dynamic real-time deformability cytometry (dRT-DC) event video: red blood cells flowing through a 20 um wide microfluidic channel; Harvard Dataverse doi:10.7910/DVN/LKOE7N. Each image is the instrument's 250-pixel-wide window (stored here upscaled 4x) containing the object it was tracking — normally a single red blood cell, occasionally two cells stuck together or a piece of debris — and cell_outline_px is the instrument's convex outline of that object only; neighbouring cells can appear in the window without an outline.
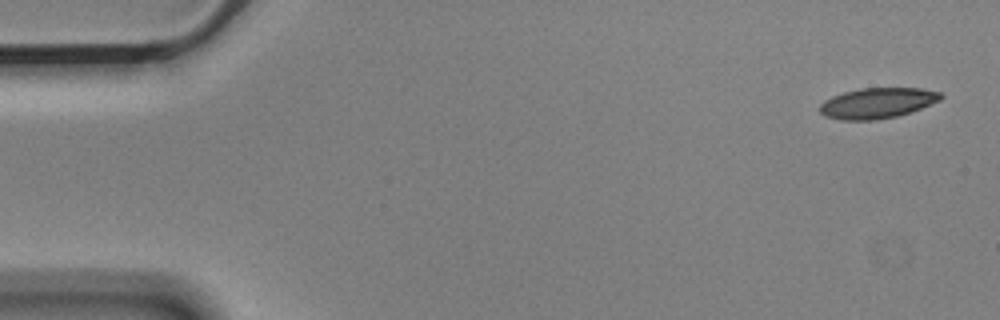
{"species": "Egyptian fruit bat (a non-hibernating species)", "species_latin": "Rousettus aegyptiacus", "temperature_condition": "cold", "stored_images_in_passage": 5, "segment_of_instrument_passage": [2, 2], "camera_frame_rate_fps": 3000, "um_per_image_px": 0.085, "animal": {"sex": "male"}, "frame": {"image": 1, "passage_image": 5, "time_ms": 1.333, "image_size_px": [1000, 320], "cell_outline_px": [[944, 96], [940, 100], [920, 108], [896, 116], [876, 120], [840, 120], [824, 116], [820, 112], [820, 104], [824, 100], [832, 96], [844, 92], [860, 88], [920, 88], [940, 92]], "centroid_in_image_um": [74.54, 8.76], "position_along_channel_um": 10.5, "area_um2": 21.44}}